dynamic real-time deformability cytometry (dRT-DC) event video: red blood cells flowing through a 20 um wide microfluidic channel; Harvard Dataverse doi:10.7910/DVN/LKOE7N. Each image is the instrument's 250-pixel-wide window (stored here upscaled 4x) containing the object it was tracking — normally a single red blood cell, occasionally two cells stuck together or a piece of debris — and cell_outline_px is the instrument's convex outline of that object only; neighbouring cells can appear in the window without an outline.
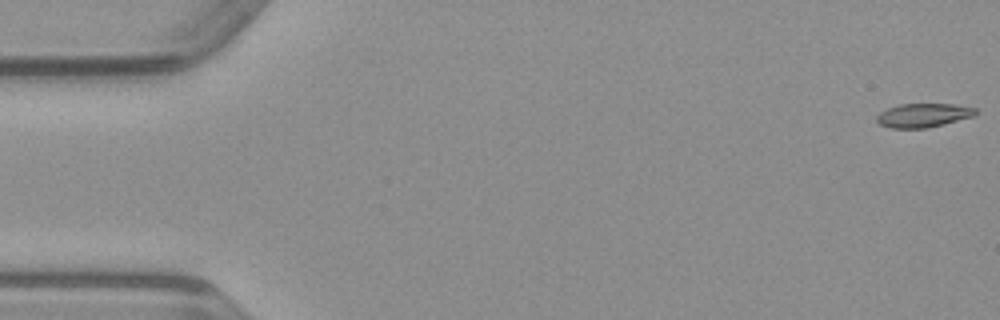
{"species": "common noctule bat (a hibernating species)", "species_latin": "Nyctalus noctula", "temperature_condition": "warm", "stored_images_in_passage": 45, "camera_frame_rate_fps": 3000, "um_per_image_px": 0.085, "animal": {"sex": "male", "body_mass_g": 23.1, "forearm_length_mm": 52.7}, "frame": {"image": 1, "passage_image": 1, "time_ms": 0.0, "image_size_px": [1000, 320], "cell_outline_px": [[976, 112], [972, 116], [944, 124], [928, 128], [888, 128], [880, 124], [876, 120], [876, 116], [880, 112], [888, 108], [900, 104], [956, 104], [976, 108]], "centroid_in_image_um": [78.45, 9.8], "position_along_channel_um": 6.6, "area_um2": 13.7}}
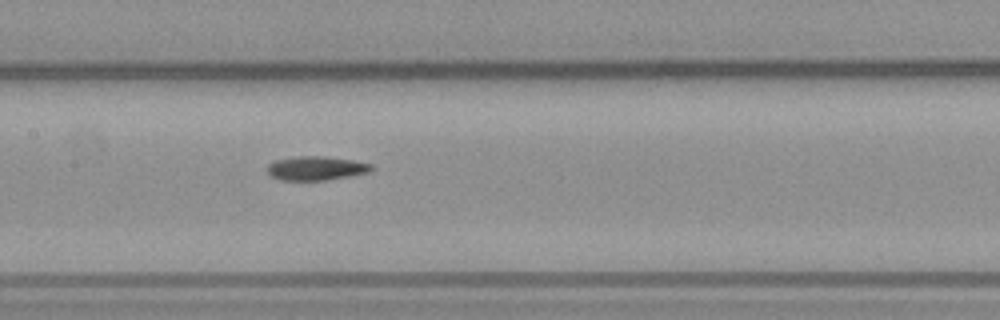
{"frame": {"image": 2, "passage_image": 24, "time_ms": 7.667, "image_size_px": [1000, 320], "cell_outline_px": [[376, 168], [372, 172], [324, 180], [280, 180], [268, 176], [268, 164], [276, 160], [296, 156], [324, 156], [352, 160], [372, 164]], "centroid_in_image_um": [26.88, 14.3], "position_along_channel_um": 180.5, "area_um2": 14.68}}
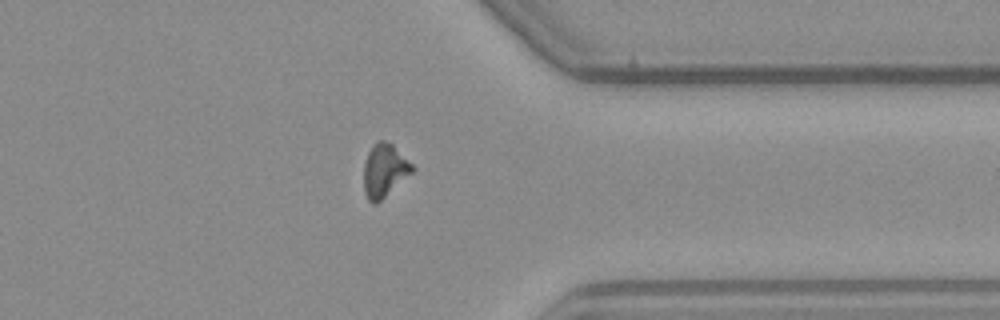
{"frame": {"image": 3, "passage_image": 39, "time_ms": 12.667, "image_size_px": [1000, 320], "cell_outline_px": [[416, 168], [412, 172], [376, 204], [372, 204], [368, 200], [364, 192], [364, 164], [368, 152], [372, 144], [380, 140], [384, 140], [392, 144]], "centroid_in_image_um": [32.66, 14.48], "position_along_channel_um": 378.7, "area_um2": 14.85}}